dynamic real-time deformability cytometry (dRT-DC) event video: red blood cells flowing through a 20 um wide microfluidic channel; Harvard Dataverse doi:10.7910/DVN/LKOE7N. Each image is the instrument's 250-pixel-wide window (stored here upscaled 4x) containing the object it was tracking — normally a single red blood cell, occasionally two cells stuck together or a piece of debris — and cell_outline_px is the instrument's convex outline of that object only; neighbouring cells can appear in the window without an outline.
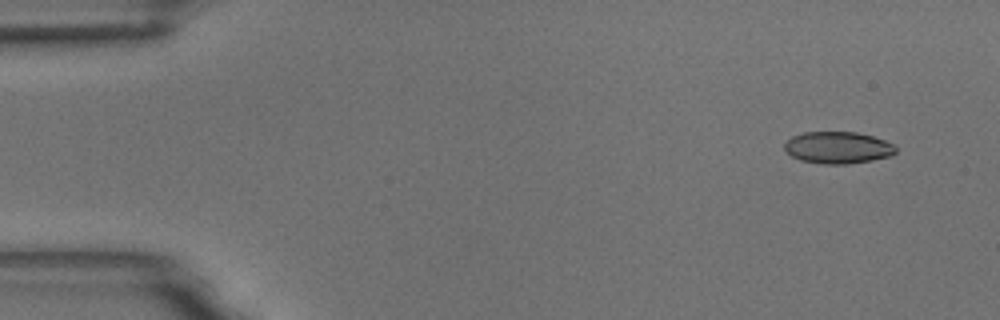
{"species": "common noctule bat (a hibernating species)", "species_latin": "Nyctalus noctula", "temperature_condition": "room temperature", "stored_images_in_passage": 52, "camera_frame_rate_fps": 3000, "um_per_image_px": 0.085, "animal": {"sex": "male", "body_mass_g": 18.8}, "frame": {"image": 1, "passage_image": 1, "time_ms": 0.0, "image_size_px": [1000, 320], "cell_outline_px": [[896, 152], [892, 156], [872, 160], [848, 164], [820, 164], [800, 160], [792, 156], [784, 148], [784, 144], [792, 136], [804, 132], [856, 132], [872, 136], [884, 140], [892, 144], [896, 148]], "centroid_in_image_um": [71.22, 12.55], "position_along_channel_um": 13.8, "area_um2": 20.69}}
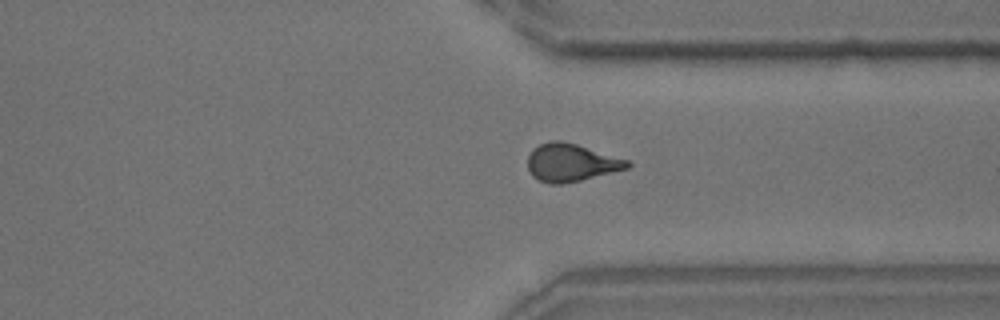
{"frame": {"image": 2, "passage_image": 39, "time_ms": 12.667, "image_size_px": [1000, 320], "cell_outline_px": [[632, 164], [628, 168], [580, 180], [560, 184], [552, 184], [536, 180], [532, 176], [528, 168], [528, 156], [532, 148], [540, 144], [552, 140], [560, 140], [576, 144], [628, 160]], "centroid_in_image_um": [48.5, 13.82], "position_along_channel_um": 362.9, "area_um2": 21.79}}
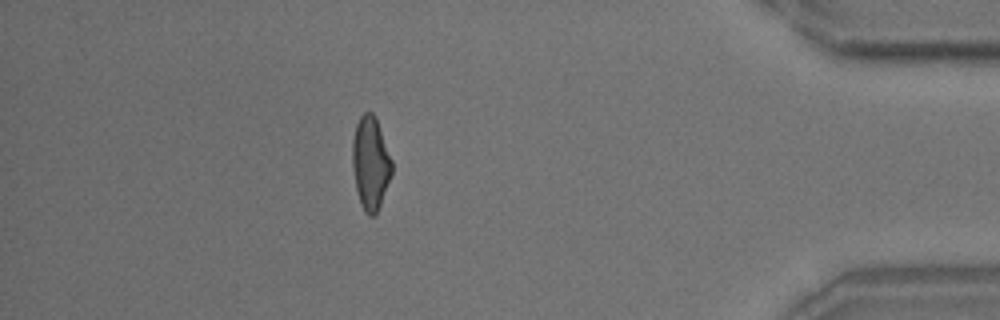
{"frame": {"image": 3, "passage_image": 46, "time_ms": 15.0, "image_size_px": [1000, 320], "cell_outline_px": [[392, 172], [376, 216], [368, 216], [364, 212], [360, 204], [356, 188], [352, 168], [352, 140], [356, 124], [360, 116], [364, 112], [372, 112], [376, 116], [392, 160]], "centroid_in_image_um": [31.48, 13.86], "position_along_channel_um": 403.7, "area_um2": 21.62}, "authors_computed_cell_mechanics": {"area_um2": 21.7617, "velocity_mm_per_s": 3.6331, "shape_relaxation_time_tau1_ms": null, "shape_relaxation_time_tau2_ms": 1.6135, "deformation_change_tau1": null, "deformation_change_tau2": 0.0781}}